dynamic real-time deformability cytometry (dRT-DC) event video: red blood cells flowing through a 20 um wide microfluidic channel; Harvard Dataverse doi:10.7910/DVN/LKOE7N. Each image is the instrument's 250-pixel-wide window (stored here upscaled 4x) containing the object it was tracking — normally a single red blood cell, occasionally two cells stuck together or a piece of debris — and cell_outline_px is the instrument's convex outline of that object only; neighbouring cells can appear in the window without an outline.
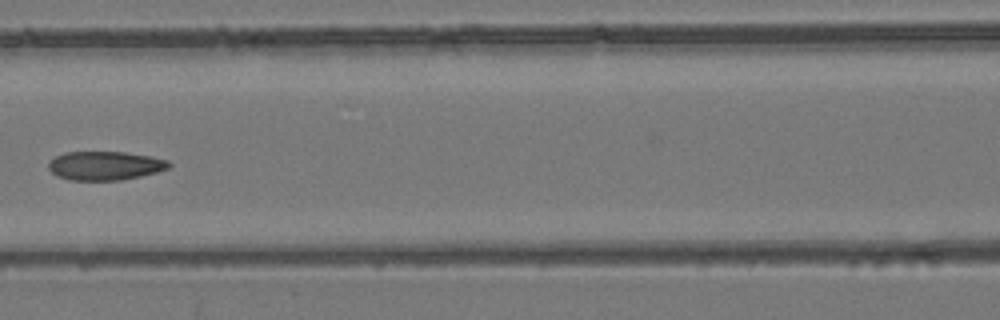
{"species": "common noctule bat (a hibernating species)", "species_latin": "Nyctalus noctula", "temperature_condition": "room temperature", "stored_images_in_passage": 6, "camera_frame_rate_fps": 3000, "um_per_image_px": 0.085, "animal": {"sex": "female", "body_mass_g": 24.6, "forearm_length_mm": 56.2}, "frame": {"image": 1, "passage_image": 6, "time_ms": 5.667, "image_size_px": [1000, 320], "cell_outline_px": [[172, 164], [168, 168], [156, 172], [140, 176], [120, 180], [68, 180], [52, 172], [48, 168], [48, 164], [56, 156], [64, 152], [124, 152], [152, 156], [168, 160]], "centroid_in_image_um": [8.95, 14.07], "position_along_channel_um": 157.6, "area_um2": 20.11}}